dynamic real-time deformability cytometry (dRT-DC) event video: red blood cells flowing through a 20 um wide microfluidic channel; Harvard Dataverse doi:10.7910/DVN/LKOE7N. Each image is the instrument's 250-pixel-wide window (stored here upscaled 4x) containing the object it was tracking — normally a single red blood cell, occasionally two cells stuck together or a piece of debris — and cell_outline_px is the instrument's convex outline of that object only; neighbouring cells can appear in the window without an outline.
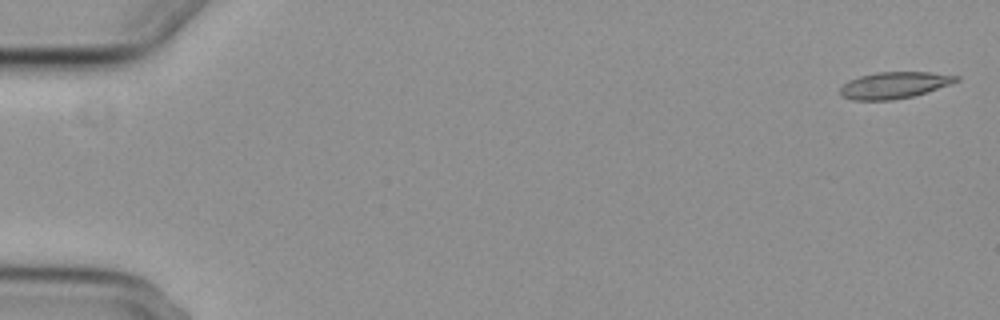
{"species": "common noctule bat (a hibernating species)", "species_latin": "Nyctalus noctula", "temperature_condition": "cold", "stored_images_in_passage": 7, "camera_frame_rate_fps": 3000, "um_per_image_px": 0.085, "animal": {"sex": "female", "body_mass_g": 29.2, "forearm_length_mm": 56.3}, "frame": {"image": 1, "passage_image": 1, "time_ms": 0.0, "image_size_px": [1000, 320], "cell_outline_px": [[960, 80], [912, 96], [892, 100], [852, 100], [844, 96], [840, 92], [840, 88], [848, 80], [860, 76], [876, 72], [932, 72], [960, 76]], "centroid_in_image_um": [75.99, 7.23], "position_along_channel_um": 9.0, "area_um2": 17.69}}
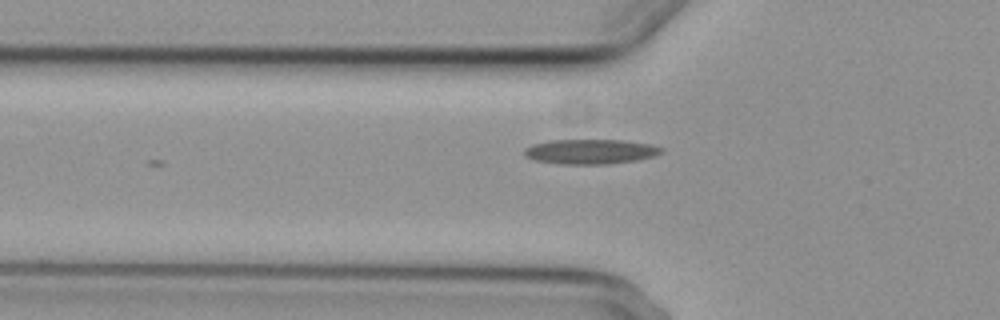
{"frame": {"image": 2, "passage_image": 6, "time_ms": 6.0, "image_size_px": [1000, 320], "cell_outline_px": [[664, 152], [652, 156], [636, 160], [608, 164], [560, 164], [532, 160], [524, 156], [524, 148], [532, 144], [552, 140], [624, 140], [652, 144], [664, 148]], "centroid_in_image_um": [50.17, 12.88], "position_along_channel_um": 75.6, "area_um2": 20.0}}
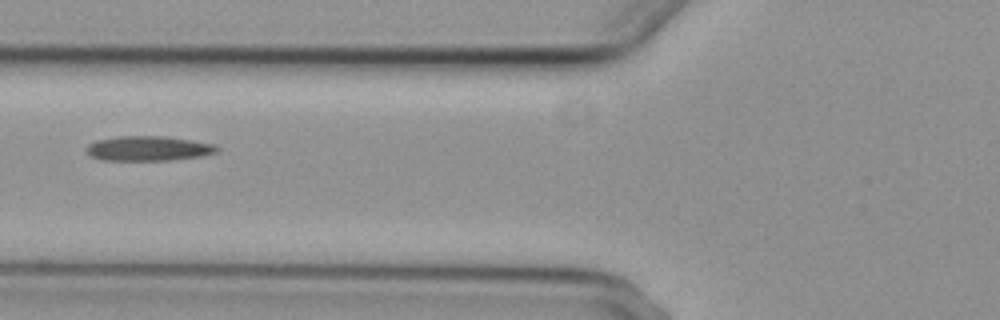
{"frame": {"image": 3, "passage_image": 7, "time_ms": 7.0, "image_size_px": [1000, 320], "cell_outline_px": [[220, 148], [216, 152], [200, 156], [172, 160], [100, 160], [88, 156], [84, 148], [88, 144], [96, 140], [120, 136], [164, 136], [212, 144]], "centroid_in_image_um": [12.51, 12.62], "position_along_channel_um": 113.3, "area_um2": 18.84}}